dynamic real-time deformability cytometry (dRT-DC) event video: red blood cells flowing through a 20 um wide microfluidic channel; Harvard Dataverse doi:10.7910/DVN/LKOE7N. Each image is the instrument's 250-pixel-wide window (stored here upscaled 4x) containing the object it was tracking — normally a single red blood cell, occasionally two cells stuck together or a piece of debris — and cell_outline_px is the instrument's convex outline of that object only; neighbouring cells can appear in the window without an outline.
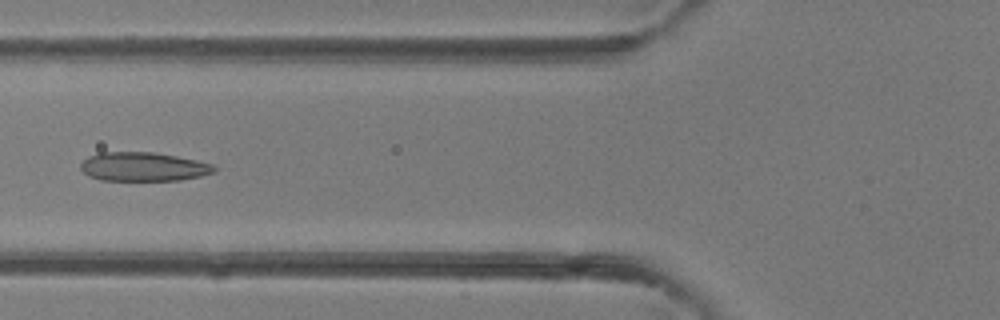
{"species": "common noctule bat (a hibernating species)", "species_latin": "Nyctalus noctula", "temperature_condition": "room temperature", "stored_images_in_passage": 40, "camera_frame_rate_fps": 3000, "um_per_image_px": 0.085, "animal": {"sex": "female"}, "frame": {"image": 1, "passage_image": 15, "time_ms": 4.667, "image_size_px": [1000, 320], "cell_outline_px": [[216, 172], [200, 176], [180, 180], [100, 180], [88, 176], [80, 168], [80, 164], [88, 156], [100, 152], [152, 152], [176, 156], [196, 160], [212, 164], [216, 168]], "centroid_in_image_um": [12.17, 14.17], "position_along_channel_um": 113.6, "area_um2": 22.48}}
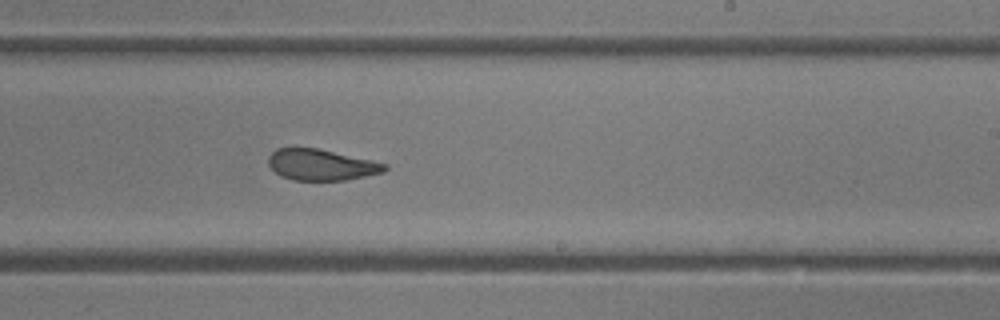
{"frame": {"image": 2, "passage_image": 24, "time_ms": 7.667, "image_size_px": [1000, 320], "cell_outline_px": [[388, 168], [384, 172], [344, 180], [292, 180], [280, 176], [268, 164], [268, 156], [276, 148], [292, 144], [320, 148], [372, 160], [388, 164]], "centroid_in_image_um": [27.25, 13.95], "position_along_channel_um": 261.8, "area_um2": 21.79}}
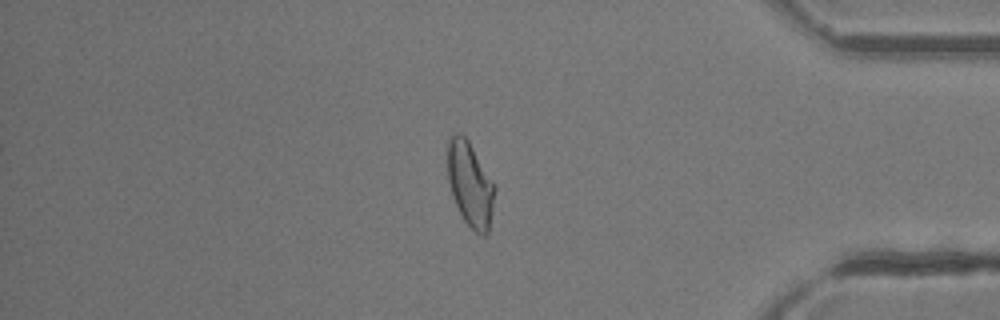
{"frame": {"image": 3, "passage_image": 34, "time_ms": 11.0, "image_size_px": [1000, 320], "cell_outline_px": [[496, 188], [488, 232], [484, 236], [480, 236], [464, 220], [452, 196], [448, 180], [448, 140], [456, 132], [460, 132], [468, 140], [496, 184]], "centroid_in_image_um": [39.98, 15.65], "position_along_channel_um": 395.2, "area_um2": 23.24}}